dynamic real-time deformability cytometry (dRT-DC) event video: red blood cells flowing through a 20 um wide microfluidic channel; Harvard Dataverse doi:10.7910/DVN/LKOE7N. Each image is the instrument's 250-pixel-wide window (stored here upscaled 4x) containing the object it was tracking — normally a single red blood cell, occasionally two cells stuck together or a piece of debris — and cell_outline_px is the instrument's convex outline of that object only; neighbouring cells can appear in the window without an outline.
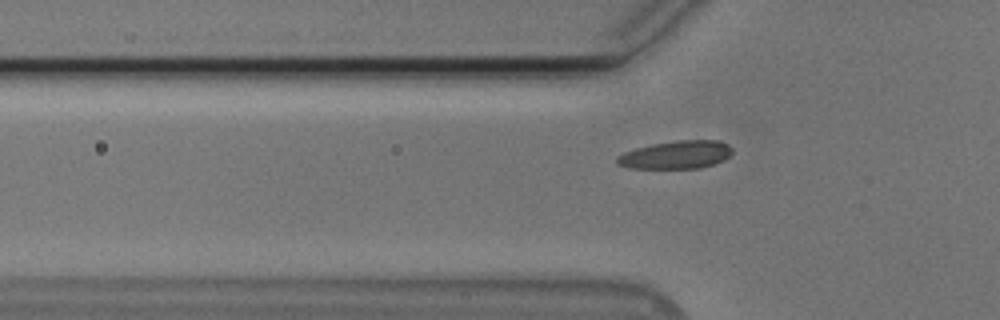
{"species": "Egyptian fruit bat (a non-hibernating species)", "species_latin": "Rousettus aegyptiacus", "temperature_condition": "cold", "stored_images_in_passage": 39, "camera_frame_rate_fps": 3000, "um_per_image_px": 0.085, "animal": {"sex": "male"}, "frame": {"image": 1, "passage_image": 4, "time_ms": 1.0, "image_size_px": [1000, 320], "cell_outline_px": [[732, 152], [724, 160], [700, 168], [632, 168], [616, 164], [616, 156], [624, 152], [636, 148], [652, 144], [676, 140], [720, 140], [728, 144], [732, 148]], "centroid_in_image_um": [57.46, 13.15], "position_along_channel_um": 68.3, "area_um2": 18.84}}
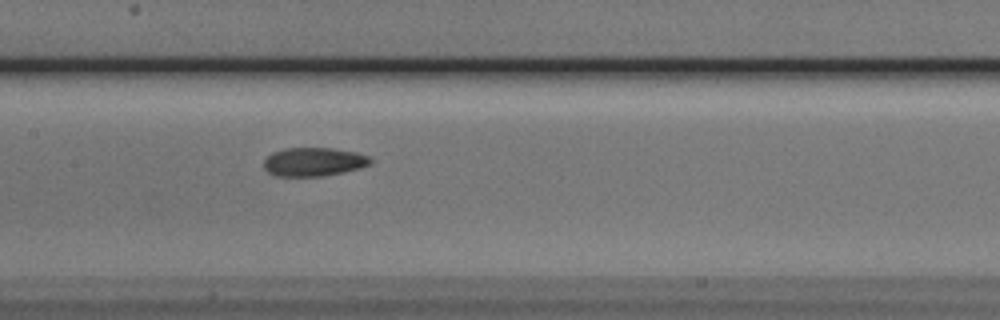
{"frame": {"image": 2, "passage_image": 13, "time_ms": 4.0, "image_size_px": [1000, 320], "cell_outline_px": [[376, 160], [372, 164], [360, 168], [344, 172], [320, 176], [276, 176], [268, 172], [264, 168], [264, 160], [272, 152], [284, 148], [332, 148], [356, 152], [368, 156]], "centroid_in_image_um": [26.7, 13.75], "position_along_channel_um": 180.7, "area_um2": 17.98}}
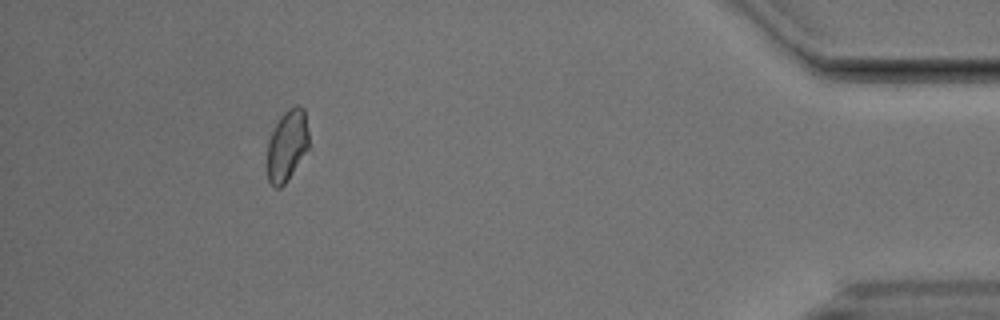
{"frame": {"image": 3, "passage_image": 36, "time_ms": 11.667, "image_size_px": [1000, 320], "cell_outline_px": [[308, 148], [284, 184], [280, 188], [276, 188], [268, 180], [264, 164], [268, 140], [280, 116], [288, 108], [296, 104], [304, 108], [308, 132]], "centroid_in_image_um": [24.34, 12.36], "position_along_channel_um": 410.9, "area_um2": 17.51}}